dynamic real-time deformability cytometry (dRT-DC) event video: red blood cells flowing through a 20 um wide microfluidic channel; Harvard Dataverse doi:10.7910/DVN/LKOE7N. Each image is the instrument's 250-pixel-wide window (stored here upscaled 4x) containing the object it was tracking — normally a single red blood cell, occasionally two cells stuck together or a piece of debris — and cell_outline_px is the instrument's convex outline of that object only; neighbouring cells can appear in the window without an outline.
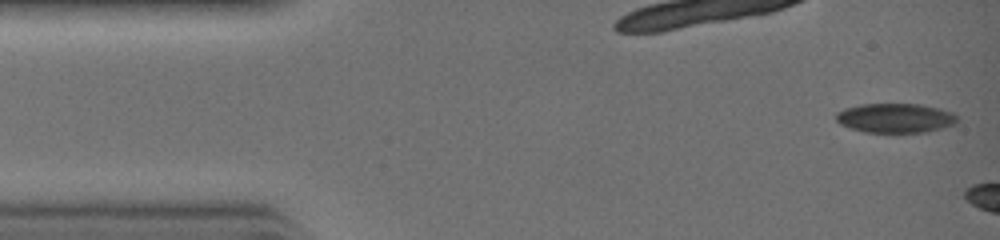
{"species": "common noctule bat (a hibernating species)", "species_latin": "Nyctalus noctula", "temperature_condition": "warm", "stored_images_in_passage": 4, "camera_frame_rate_fps": 3000, "um_per_image_px": 0.085, "animal": {"sex": "female", "body_mass_g": 19.0, "forearm_length_mm": 51.5}, "frame": {"image": 1, "passage_image": 1, "time_ms": 0.0, "image_size_px": [1000, 240], "cell_outline_px": [[956, 124], [928, 132], [864, 132], [840, 124], [836, 120], [836, 112], [844, 108], [860, 104], [920, 104], [940, 108], [952, 112], [956, 116]], "centroid_in_image_um": [76.1, 10.03], "position_along_channel_um": 8.9, "area_um2": 20.81}}